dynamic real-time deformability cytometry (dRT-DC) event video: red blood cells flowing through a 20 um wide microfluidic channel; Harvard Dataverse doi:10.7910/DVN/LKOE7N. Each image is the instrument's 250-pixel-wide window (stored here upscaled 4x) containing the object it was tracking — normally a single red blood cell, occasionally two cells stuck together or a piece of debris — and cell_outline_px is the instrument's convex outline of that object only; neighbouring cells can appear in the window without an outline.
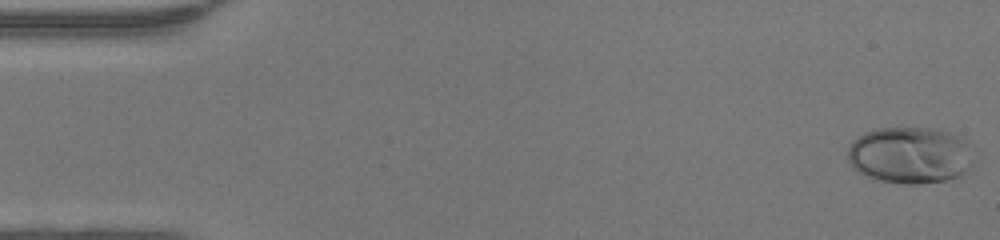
{"species": "human", "species_latin": "Homo sapiens", "temperature_condition": "warm", "stored_images_in_passage": 48, "camera_frame_rate_fps": 3000, "um_per_image_px": 0.085, "donor": {"sex": "female"}, "frame": {"image": 1, "passage_image": 1, "time_ms": 0.0, "image_size_px": [1000, 240], "cell_outline_px": [[972, 164], [960, 176], [944, 180], [920, 184], [900, 184], [872, 180], [856, 172], [852, 168], [848, 160], [848, 148], [852, 140], [864, 132], [876, 128], [932, 128], [948, 132], [968, 140], [972, 144]], "centroid_in_image_um": [77.33, 13.2], "position_along_channel_um": 7.7, "area_um2": 42.48}}
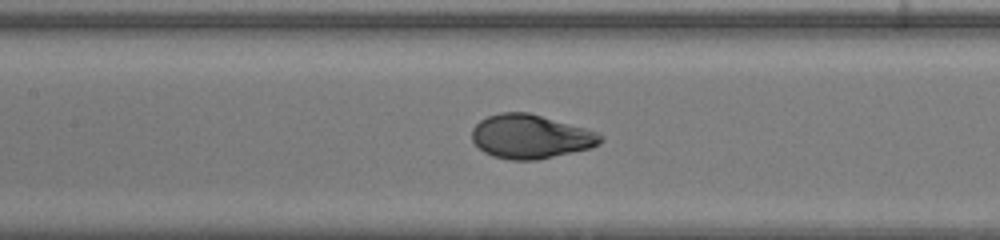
{"frame": {"image": 2, "passage_image": 22, "time_ms": 7.0, "image_size_px": [1000, 240], "cell_outline_px": [[604, 140], [600, 144], [592, 148], [536, 160], [512, 160], [492, 156], [484, 152], [472, 140], [472, 128], [480, 120], [488, 116], [500, 112], [528, 112], [584, 128], [596, 132], [604, 136]], "centroid_in_image_um": [45.1, 11.61], "position_along_channel_um": 162.3, "area_um2": 32.89}}
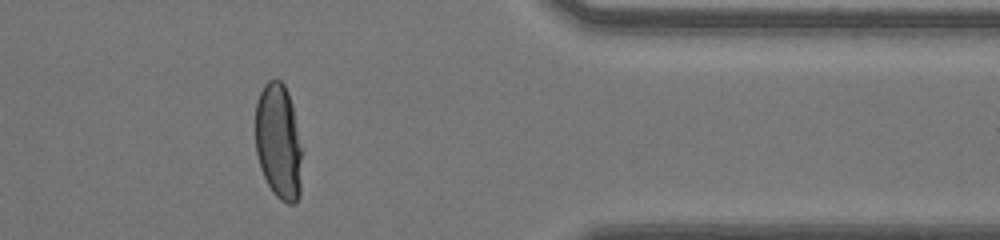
{"frame": {"image": 3, "passage_image": 39, "time_ms": 12.667, "image_size_px": [1000, 240], "cell_outline_px": [[300, 196], [292, 204], [288, 204], [280, 200], [272, 192], [260, 168], [256, 152], [256, 100], [264, 84], [268, 80], [280, 80], [284, 84], [288, 92], [292, 104], [300, 148]], "centroid_in_image_um": [23.64, 12.03], "position_along_channel_um": 387.8, "area_um2": 31.04}, "authors_computed_cell_mechanics": {"area_um2": 33.1772, "velocity_mm_per_s": 4.3391, "shape_relaxation_time_tau1_ms": 4.1843, "shape_relaxation_time_tau2_ms": null, "deformation_change_tau1": 0.222, "deformation_change_tau2": null}}